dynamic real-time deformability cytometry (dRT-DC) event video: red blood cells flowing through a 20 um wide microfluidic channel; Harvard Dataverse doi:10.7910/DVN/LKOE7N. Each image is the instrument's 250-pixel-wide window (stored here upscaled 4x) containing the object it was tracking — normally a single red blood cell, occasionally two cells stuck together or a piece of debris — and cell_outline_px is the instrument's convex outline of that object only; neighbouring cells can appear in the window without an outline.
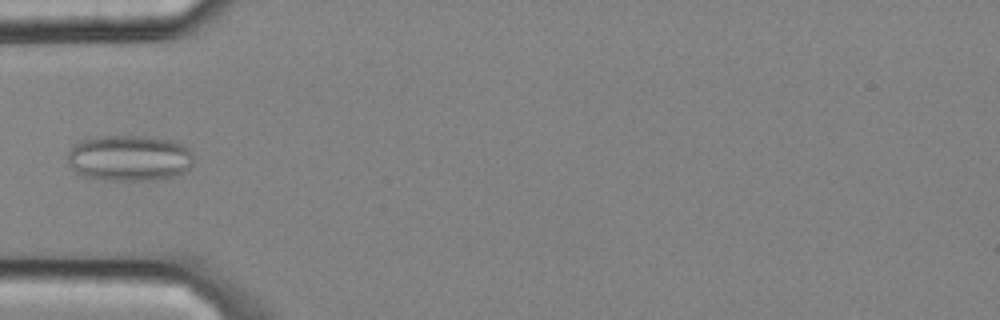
{"species": "common noctule bat (a hibernating species)", "species_latin": "Nyctalus noctula", "temperature_condition": "cold", "stored_images_in_passage": 3, "camera_frame_rate_fps": 3000, "um_per_image_px": 0.085, "animal": {"sex": "male", "body_mass_g": 20.4}, "frame": {"image": 1, "passage_image": 3, "time_ms": 0.667, "image_size_px": [1000, 320], "cell_outline_px": [[192, 164], [184, 172], [176, 176], [156, 180], [104, 180], [84, 176], [76, 172], [68, 164], [68, 152], [80, 140], [96, 136], [156, 136], [172, 140], [188, 148], [192, 152]], "centroid_in_image_um": [11.0, 13.43], "position_along_channel_um": 74.0, "area_um2": 34.1}}